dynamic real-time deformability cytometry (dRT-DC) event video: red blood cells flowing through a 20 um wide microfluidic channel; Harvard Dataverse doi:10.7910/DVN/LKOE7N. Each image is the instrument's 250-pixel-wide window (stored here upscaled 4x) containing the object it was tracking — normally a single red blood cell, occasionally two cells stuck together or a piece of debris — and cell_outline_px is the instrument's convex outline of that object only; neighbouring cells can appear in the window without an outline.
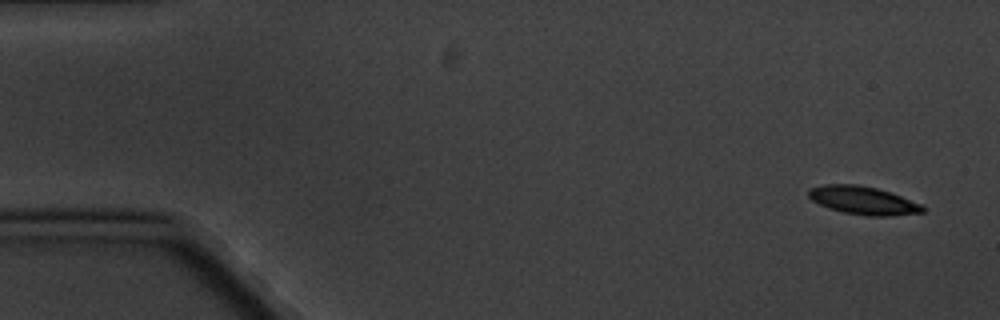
{"species": "common noctule bat (a hibernating species)", "species_latin": "Nyctalus noctula", "temperature_condition": "cold", "stored_images_in_passage": 5, "camera_frame_rate_fps": 3000, "um_per_image_px": 0.085, "animal": {"sex": "male", "body_mass_g": 20.1, "forearm_length_mm": 53.5}, "frame": {"image": 1, "passage_image": 1, "time_ms": 0.0, "image_size_px": [1000, 320], "cell_outline_px": [[928, 208], [924, 212], [888, 216], [868, 216], [844, 212], [828, 208], [812, 200], [808, 196], [808, 188], [824, 184], [856, 184], [876, 188], [924, 204]], "centroid_in_image_um": [73.39, 17.03], "position_along_channel_um": 11.6, "area_um2": 18.79}}
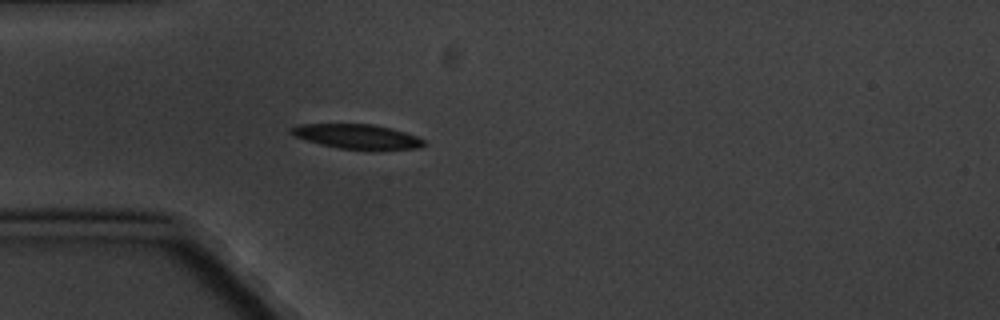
{"frame": {"image": 2, "passage_image": 5, "time_ms": 4.667, "image_size_px": [1000, 320], "cell_outline_px": [[428, 144], [420, 148], [340, 148], [320, 144], [296, 136], [288, 132], [288, 128], [300, 124], [372, 124], [392, 128], [416, 136], [424, 140]], "centroid_in_image_um": [30.33, 11.57], "position_along_channel_um": 54.7, "area_um2": 18.5}}